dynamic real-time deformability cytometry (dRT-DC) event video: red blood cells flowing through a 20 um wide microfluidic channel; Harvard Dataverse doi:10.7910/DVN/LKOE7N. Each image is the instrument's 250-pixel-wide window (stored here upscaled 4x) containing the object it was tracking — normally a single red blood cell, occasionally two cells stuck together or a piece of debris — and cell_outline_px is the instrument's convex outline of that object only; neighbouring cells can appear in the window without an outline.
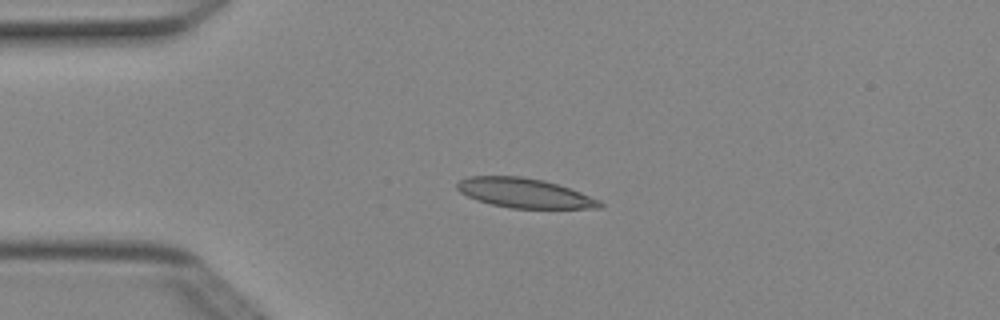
{"species": "Egyptian fruit bat (a non-hibernating species)", "species_latin": "Rousettus aegyptiacus", "temperature_condition": "cold", "stored_images_in_passage": 5, "camera_frame_rate_fps": 3000, "um_per_image_px": 0.085, "animal": {"sex": "female"}, "frame": {"image": 1, "passage_image": 3, "time_ms": 0.667, "image_size_px": [1000, 320], "cell_outline_px": [[604, 204], [600, 208], [512, 208], [492, 204], [476, 200], [460, 192], [456, 188], [456, 184], [460, 180], [468, 176], [520, 176], [544, 180], [580, 192], [600, 200]], "centroid_in_image_um": [44.56, 16.4], "position_along_channel_um": 40.4, "area_um2": 24.39}}
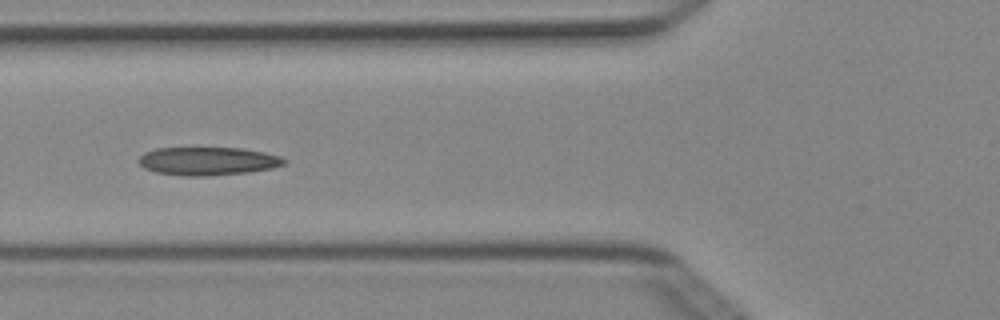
{"frame": {"image": 2, "passage_image": 5, "time_ms": 1.333, "image_size_px": [1000, 320], "cell_outline_px": [[288, 160], [284, 164], [272, 168], [248, 172], [208, 176], [184, 176], [156, 172], [144, 168], [140, 164], [140, 156], [144, 152], [156, 148], [244, 148], [264, 152], [280, 156]], "centroid_in_image_um": [17.69, 13.69], "position_along_channel_um": 108.1, "area_um2": 23.93}}